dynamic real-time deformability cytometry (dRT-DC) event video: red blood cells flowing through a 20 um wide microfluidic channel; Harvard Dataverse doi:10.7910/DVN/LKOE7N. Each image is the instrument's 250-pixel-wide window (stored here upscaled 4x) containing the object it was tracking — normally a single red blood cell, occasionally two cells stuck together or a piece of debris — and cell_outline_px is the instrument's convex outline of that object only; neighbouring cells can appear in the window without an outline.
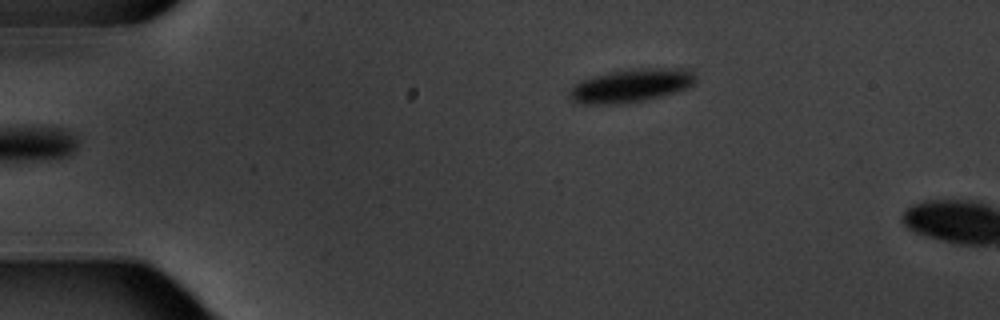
{"species": "common noctule bat (a hibernating species)", "species_latin": "Nyctalus noctula", "temperature_condition": "warm", "stored_images_in_passage": 2, "camera_frame_rate_fps": 3000, "um_per_image_px": 0.085, "animal": {"sex": "male", "body_mass_g": 20.1, "forearm_length_mm": 53.5}, "frame": {"image": 1, "passage_image": 1, "time_ms": 0.0, "image_size_px": [1000, 320], "cell_outline_px": [[696, 80], [688, 88], [660, 96], [644, 100], [620, 104], [584, 104], [572, 100], [568, 96], [568, 92], [572, 84], [580, 80], [608, 72], [636, 68], [692, 68], [696, 76]], "centroid_in_image_um": [53.63, 7.26], "position_along_channel_um": 31.4, "area_um2": 24.8}}